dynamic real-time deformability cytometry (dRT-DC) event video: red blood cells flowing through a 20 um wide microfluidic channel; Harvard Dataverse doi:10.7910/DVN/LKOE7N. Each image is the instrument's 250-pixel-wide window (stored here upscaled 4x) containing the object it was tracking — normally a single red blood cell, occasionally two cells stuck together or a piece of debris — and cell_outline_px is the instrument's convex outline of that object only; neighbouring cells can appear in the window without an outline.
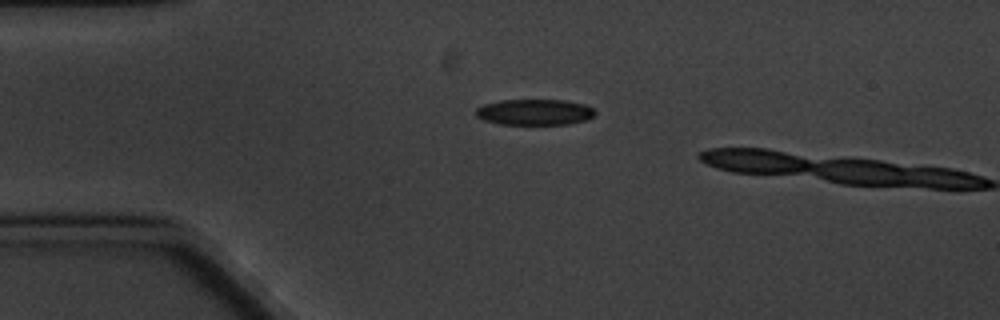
{"species": "common noctule bat (a hibernating species)", "species_latin": "Nyctalus noctula", "temperature_condition": "cold", "stored_images_in_passage": 2, "camera_frame_rate_fps": 3000, "um_per_image_px": 0.085, "animal": {"sex": "male", "body_mass_g": 20.1, "forearm_length_mm": 53.5}, "frame": {"image": 1, "passage_image": 1, "time_ms": 0.0, "image_size_px": [1000, 320], "cell_outline_px": [[596, 112], [592, 116], [584, 120], [568, 124], [500, 124], [484, 120], [476, 116], [476, 108], [484, 104], [500, 100], [564, 100], [584, 104], [592, 108]], "centroid_in_image_um": [45.41, 9.52], "position_along_channel_um": 39.6, "area_um2": 17.86}}